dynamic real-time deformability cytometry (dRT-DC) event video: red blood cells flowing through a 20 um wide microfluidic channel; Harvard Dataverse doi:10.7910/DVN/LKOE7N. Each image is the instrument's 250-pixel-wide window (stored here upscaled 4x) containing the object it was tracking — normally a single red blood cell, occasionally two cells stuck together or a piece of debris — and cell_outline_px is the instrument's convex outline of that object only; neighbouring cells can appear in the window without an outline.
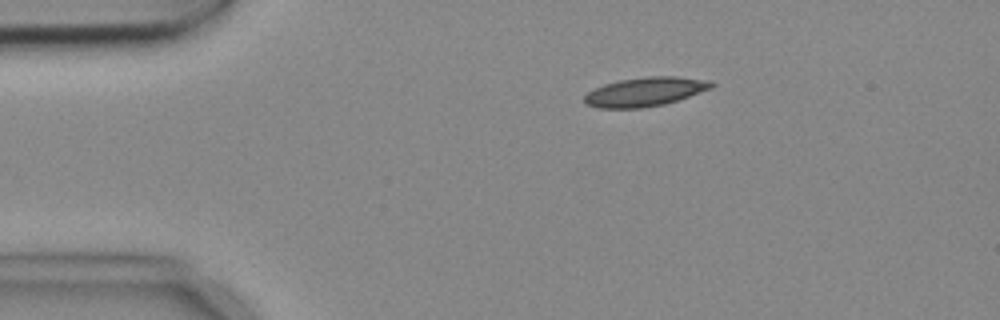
{"species": "common noctule bat (a hibernating species)", "species_latin": "Nyctalus noctula", "temperature_condition": "cold", "stored_images_in_passage": 4, "camera_frame_rate_fps": 3000, "um_per_image_px": 0.085, "animal": {"sex": "female", "body_mass_g": 18.4}, "frame": {"image": 1, "passage_image": 2, "time_ms": 0.333, "image_size_px": [1000, 320], "cell_outline_px": [[716, 84], [712, 88], [664, 104], [640, 108], [596, 108], [584, 104], [584, 96], [588, 92], [604, 84], [620, 80], [648, 76], [676, 76], [712, 80]], "centroid_in_image_um": [54.84, 7.79], "position_along_channel_um": 30.2, "area_um2": 21.5}}